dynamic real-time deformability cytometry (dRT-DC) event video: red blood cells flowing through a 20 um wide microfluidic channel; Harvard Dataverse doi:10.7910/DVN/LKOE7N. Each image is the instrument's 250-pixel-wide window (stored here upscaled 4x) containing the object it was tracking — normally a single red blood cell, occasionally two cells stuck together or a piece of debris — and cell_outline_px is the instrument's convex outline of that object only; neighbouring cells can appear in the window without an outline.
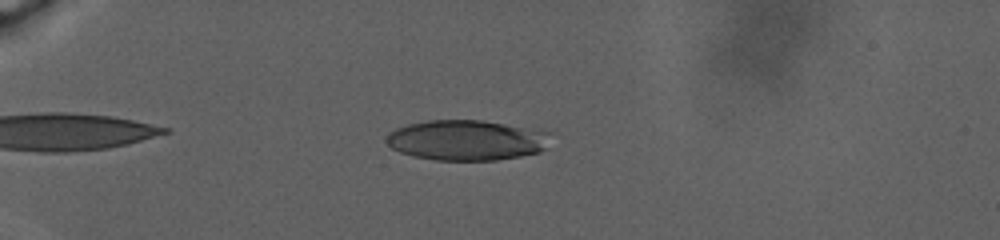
{"species": "human", "species_latin": "Homo sapiens", "temperature_condition": "warm", "stored_images_in_passage": 52, "camera_frame_rate_fps": 3000, "um_per_image_px": 0.085, "donor": {"sex": "male"}, "frame": {"image": 1, "passage_image": 43, "time_ms": 5.333, "image_size_px": [1000, 240], "cell_outline_px": [[552, 132], [548, 148], [540, 152], [520, 156], [496, 160], [436, 160], [412, 156], [400, 152], [392, 148], [384, 140], [388, 132], [396, 128], [408, 124], [428, 120], [484, 120], [540, 128]], "centroid_in_image_um": [39.74, 11.9], "position_along_channel_um": 45.3, "area_um2": 39.48}}